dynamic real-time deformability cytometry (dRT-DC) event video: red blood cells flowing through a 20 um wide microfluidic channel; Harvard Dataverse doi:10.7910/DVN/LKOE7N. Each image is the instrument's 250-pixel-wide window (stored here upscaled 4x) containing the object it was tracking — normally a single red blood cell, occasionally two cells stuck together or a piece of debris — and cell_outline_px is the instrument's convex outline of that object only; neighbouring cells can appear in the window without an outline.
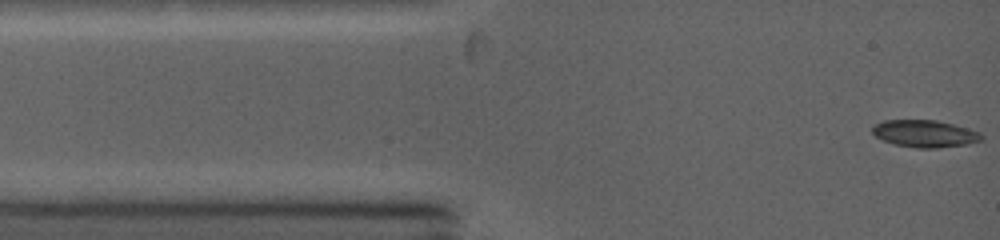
{"species": "common noctule bat (a hibernating species)", "species_latin": "Nyctalus noctula", "temperature_condition": "warm", "stored_images_in_passage": 4, "camera_frame_rate_fps": 5000, "um_per_image_px": 0.085, "animal": {"sex": "female", "body_mass_g": 19.0, "forearm_length_mm": 53.3}, "frame": {"image": 1, "passage_image": 1, "time_ms": 0.0, "image_size_px": [1000, 240], "cell_outline_px": [[984, 136], [980, 140], [968, 144], [936, 148], [916, 148], [896, 144], [884, 140], [876, 136], [872, 132], [872, 128], [876, 124], [884, 120], [936, 120], [952, 124], [980, 132]], "centroid_in_image_um": [78.62, 11.36], "position_along_channel_um": 6.4, "area_um2": 17.05}}
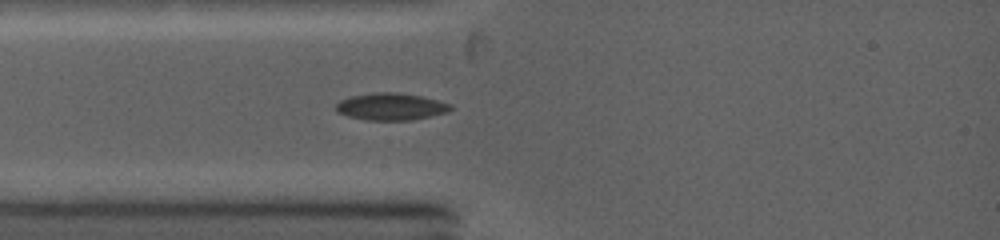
{"frame": {"image": 2, "passage_image": 4, "time_ms": 2.4, "image_size_px": [1000, 240], "cell_outline_px": [[452, 108], [448, 112], [412, 120], [364, 120], [348, 116], [336, 112], [336, 104], [340, 100], [352, 96], [372, 92], [396, 92], [420, 96], [452, 104]], "centroid_in_image_um": [33.21, 9.06], "position_along_channel_um": 51.8, "area_um2": 18.09}}